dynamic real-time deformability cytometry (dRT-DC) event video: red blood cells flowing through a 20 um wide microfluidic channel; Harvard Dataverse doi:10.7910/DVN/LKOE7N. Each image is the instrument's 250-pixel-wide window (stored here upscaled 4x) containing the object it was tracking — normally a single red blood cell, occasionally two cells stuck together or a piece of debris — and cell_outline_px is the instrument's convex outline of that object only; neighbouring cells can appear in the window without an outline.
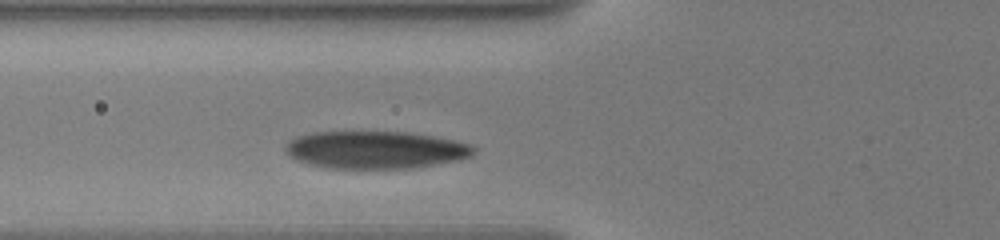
{"species": "human", "species_latin": "Homo sapiens", "temperature_condition": "warm", "stored_images_in_passage": 13, "camera_frame_rate_fps": 3000, "um_per_image_px": 0.085, "donor": {"sex": "male"}, "frame": {"image": 1, "passage_image": 3, "time_ms": 2.0, "image_size_px": [1000, 240], "cell_outline_px": [[476, 152], [472, 156], [460, 160], [412, 168], [328, 168], [308, 164], [296, 160], [284, 148], [292, 140], [300, 136], [316, 132], [408, 132], [432, 136], [452, 140], [468, 144], [476, 148]], "centroid_in_image_um": [31.97, 12.74], "position_along_channel_um": 93.8, "area_um2": 40.81}}
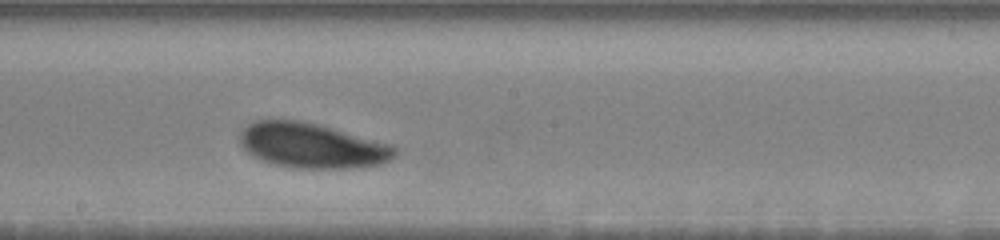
{"frame": {"image": 2, "passage_image": 7, "time_ms": 5.667, "image_size_px": [1000, 240], "cell_outline_px": [[396, 156], [392, 160], [380, 164], [364, 168], [296, 168], [276, 164], [252, 156], [240, 144], [240, 132], [248, 124], [256, 120], [300, 120], [316, 124], [388, 144], [396, 148]], "centroid_in_image_um": [26.51, 12.39], "position_along_channel_um": 221.7, "area_um2": 40.23}}
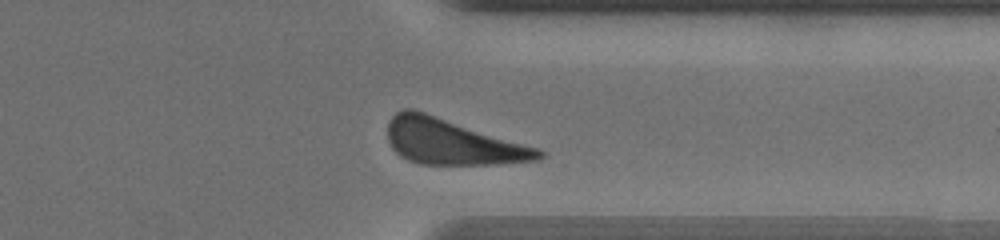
{"frame": {"image": 3, "passage_image": 12, "time_ms": 10.0, "image_size_px": [1000, 240], "cell_outline_px": [[544, 156], [540, 160], [496, 164], [420, 164], [408, 160], [400, 156], [392, 148], [388, 140], [388, 120], [396, 112], [404, 108], [412, 108], [540, 148], [544, 152]], "centroid_in_image_um": [38.43, 12.05], "position_along_channel_um": 373.0, "area_um2": 40.23}, "authors_computed_cell_mechanics": {"area_um2": 40.46, "velocity_mm_per_s": 3.4788, "shape_relaxation_time_tau1_ms": 1.1697, "shape_relaxation_time_tau2_ms": null, "deformation_change_tau1": 0.0863, "deformation_change_tau2": null}}